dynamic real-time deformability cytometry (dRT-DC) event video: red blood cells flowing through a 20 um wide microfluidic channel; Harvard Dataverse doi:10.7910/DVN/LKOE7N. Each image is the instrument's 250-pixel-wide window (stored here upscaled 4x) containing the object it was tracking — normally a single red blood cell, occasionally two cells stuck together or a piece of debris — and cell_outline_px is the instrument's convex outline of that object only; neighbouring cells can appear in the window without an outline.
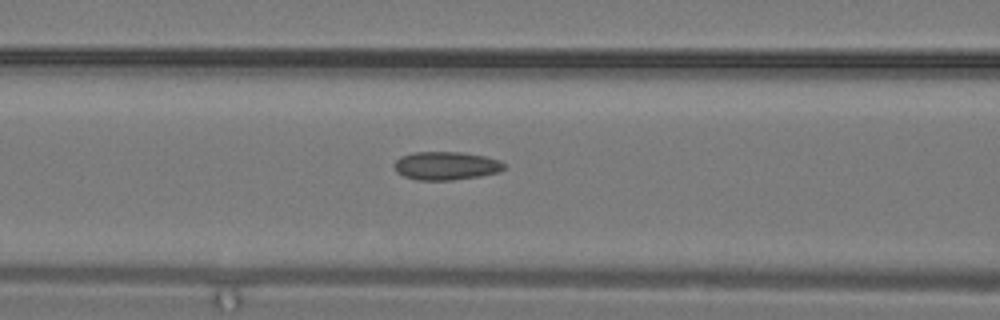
{"species": "common noctule bat (a hibernating species)", "species_latin": "Nyctalus noctula", "temperature_condition": "warm", "stored_images_in_passage": 9, "camera_frame_rate_fps": 3000, "um_per_image_px": 0.085, "animal": {"sex": "male", "body_mass_g": 19.2, "forearm_length_mm": 51.8}, "frame": {"image": 1, "passage_image": 6, "time_ms": 1.667, "image_size_px": [1000, 320], "cell_outline_px": [[504, 168], [500, 172], [480, 176], [452, 180], [416, 180], [404, 176], [396, 172], [396, 160], [400, 156], [412, 152], [460, 152], [484, 156], [500, 160], [504, 164]], "centroid_in_image_um": [37.92, 14.09], "position_along_channel_um": 128.7, "area_um2": 18.09}}